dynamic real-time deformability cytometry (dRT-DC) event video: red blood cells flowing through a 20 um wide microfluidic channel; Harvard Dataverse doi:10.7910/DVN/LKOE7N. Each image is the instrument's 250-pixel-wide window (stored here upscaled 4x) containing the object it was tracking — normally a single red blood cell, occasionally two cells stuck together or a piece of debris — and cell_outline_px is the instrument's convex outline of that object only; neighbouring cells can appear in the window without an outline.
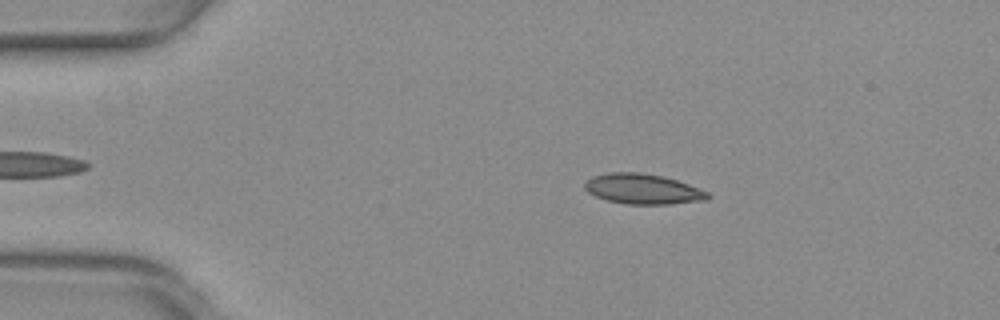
{"species": "common noctule bat (a hibernating species)", "species_latin": "Nyctalus noctula", "temperature_condition": "warm", "stored_images_in_passage": 35, "camera_frame_rate_fps": 3000, "um_per_image_px": 0.085, "animal": {"sex": "female", "body_mass_g": 29.2, "forearm_length_mm": 56.3}, "frame": {"image": 1, "passage_image": 2, "time_ms": 0.333, "image_size_px": [1000, 320], "cell_outline_px": [[712, 196], [708, 200], [668, 204], [624, 204], [604, 200], [588, 192], [584, 188], [584, 184], [592, 176], [608, 172], [640, 172], [664, 176], [688, 184], [708, 192]], "centroid_in_image_um": [54.64, 16.07], "position_along_channel_um": 30.4, "area_um2": 21.85}}
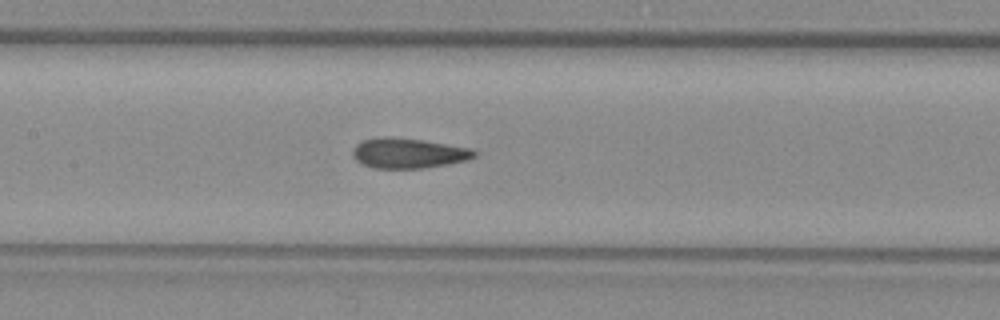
{"frame": {"image": 2, "passage_image": 17, "time_ms": 5.333, "image_size_px": [1000, 320], "cell_outline_px": [[476, 156], [468, 160], [448, 164], [424, 168], [372, 168], [356, 160], [352, 152], [352, 148], [356, 144], [364, 140], [380, 136], [388, 136], [420, 140], [472, 148], [476, 152]], "centroid_in_image_um": [34.71, 13.02], "position_along_channel_um": 172.7, "area_um2": 21.33}}
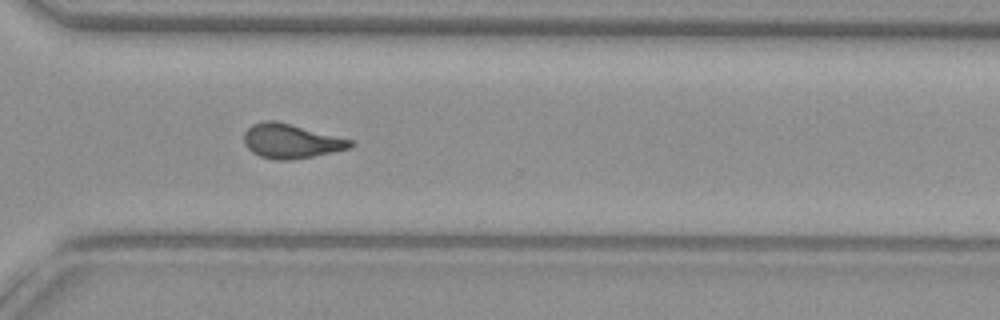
{"frame": {"image": 3, "passage_image": 30, "time_ms": 9.667, "image_size_px": [1000, 320], "cell_outline_px": [[356, 144], [352, 148], [292, 160], [276, 160], [260, 156], [252, 152], [244, 144], [244, 132], [252, 124], [264, 120], [276, 120], [356, 140]], "centroid_in_image_um": [24.78, 11.98], "position_along_channel_um": 345.8, "area_um2": 21.68}, "authors_computed_cell_mechanics": {"area_um2": 21.097, "velocity_mm_per_s": 4.0049, "shape_relaxation_time_tau1_ms": null, "shape_relaxation_time_tau2_ms": 1.8251, "deformation_change_tau1": null, "deformation_change_tau2": 0.0835}}